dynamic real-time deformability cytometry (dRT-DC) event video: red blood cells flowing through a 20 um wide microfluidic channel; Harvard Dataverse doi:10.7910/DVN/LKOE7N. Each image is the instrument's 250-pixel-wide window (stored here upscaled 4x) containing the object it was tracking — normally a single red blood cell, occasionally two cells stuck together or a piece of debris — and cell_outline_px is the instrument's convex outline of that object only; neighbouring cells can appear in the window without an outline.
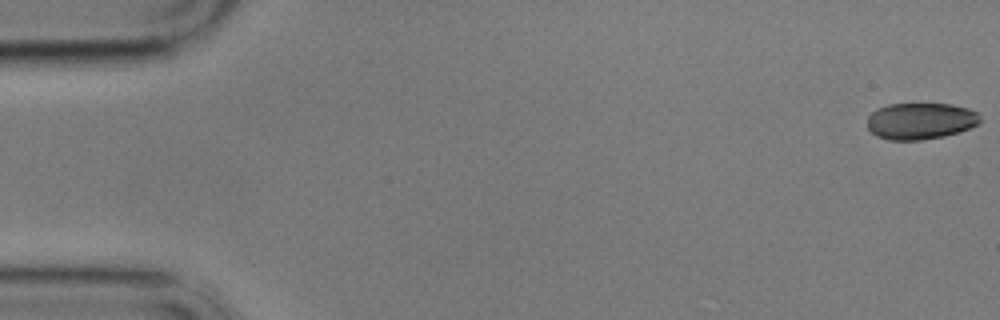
{"species": "common noctule bat (a hibernating species)", "species_latin": "Nyctalus noctula", "temperature_condition": "cold", "stored_images_in_passage": 18, "camera_frame_rate_fps": 3000, "um_per_image_px": 0.085, "animal": {"sex": "male", "body_mass_g": 17.9}, "frame": {"image": 1, "passage_image": 1, "time_ms": 0.0, "image_size_px": [1000, 320], "cell_outline_px": [[980, 120], [976, 124], [960, 132], [944, 136], [920, 140], [888, 140], [876, 136], [868, 128], [868, 116], [876, 108], [888, 104], [952, 104], [968, 108], [976, 112], [980, 116]], "centroid_in_image_um": [78.21, 10.28], "position_along_channel_um": 6.8, "area_um2": 24.04}}
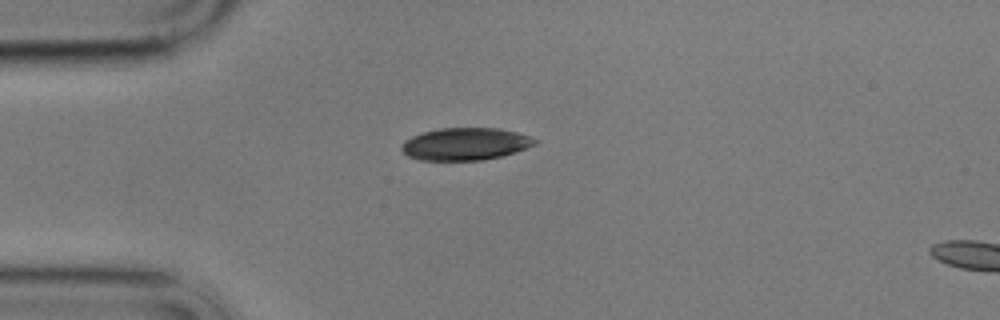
{"frame": {"image": 2, "passage_image": 15, "time_ms": 4.667, "image_size_px": [1000, 320], "cell_outline_px": [[540, 140], [536, 144], [516, 152], [500, 156], [480, 160], [420, 160], [408, 156], [400, 148], [404, 140], [412, 136], [424, 132], [440, 128], [500, 128], [532, 136]], "centroid_in_image_um": [39.58, 12.23], "position_along_channel_um": 45.4, "area_um2": 25.2}}